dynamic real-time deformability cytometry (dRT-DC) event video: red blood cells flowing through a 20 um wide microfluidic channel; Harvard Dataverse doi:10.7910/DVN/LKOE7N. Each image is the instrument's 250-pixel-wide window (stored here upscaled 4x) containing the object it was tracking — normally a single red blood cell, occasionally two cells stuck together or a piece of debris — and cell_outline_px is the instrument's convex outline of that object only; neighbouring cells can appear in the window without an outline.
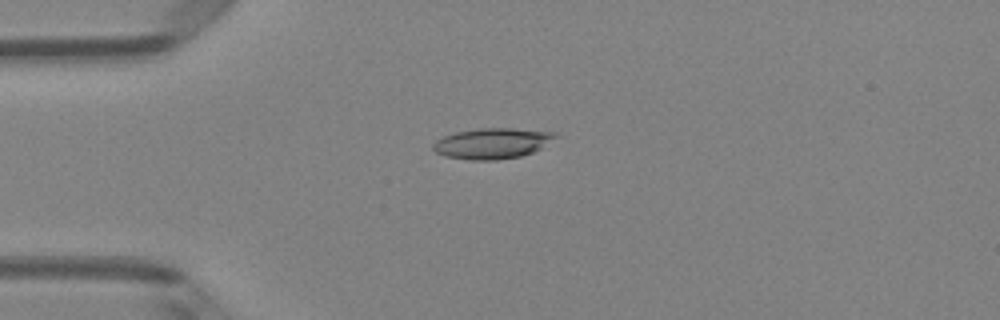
{"species": "Egyptian fruit bat (a non-hibernating species)", "species_latin": "Rousettus aegyptiacus", "temperature_condition": "room temperature", "stored_images_in_passage": 6, "camera_frame_rate_fps": 3000, "um_per_image_px": 0.085, "animal": {"sex": "female"}, "frame": {"image": 1, "passage_image": 3, "time_ms": 0.667, "image_size_px": [1000, 320], "cell_outline_px": [[560, 136], [540, 148], [532, 152], [520, 156], [496, 160], [468, 160], [444, 156], [436, 152], [432, 148], [432, 144], [436, 140], [444, 136], [456, 132], [480, 128], [512, 128], [556, 132]], "centroid_in_image_um": [41.84, 12.18], "position_along_channel_um": 43.2, "area_um2": 21.91}}
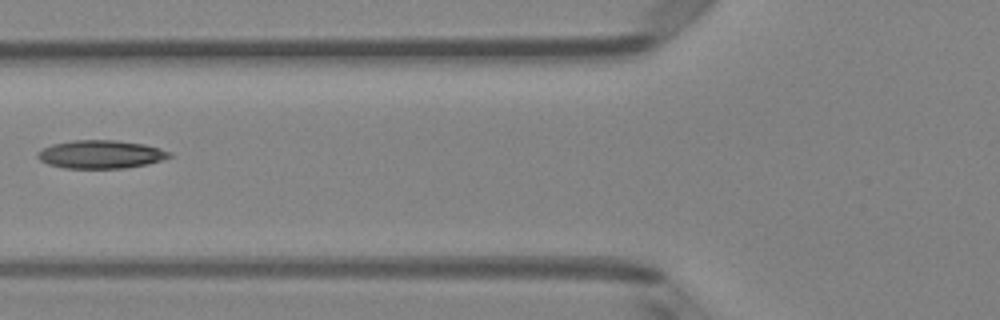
{"frame": {"image": 2, "passage_image": 5, "time_ms": 1.333, "image_size_px": [1000, 320], "cell_outline_px": [[172, 156], [160, 160], [144, 164], [124, 168], [64, 168], [48, 164], [40, 160], [36, 156], [36, 152], [52, 144], [72, 140], [116, 140], [144, 144], [160, 148], [172, 152]], "centroid_in_image_um": [8.54, 13.11], "position_along_channel_um": 117.3, "area_um2": 21.62}}
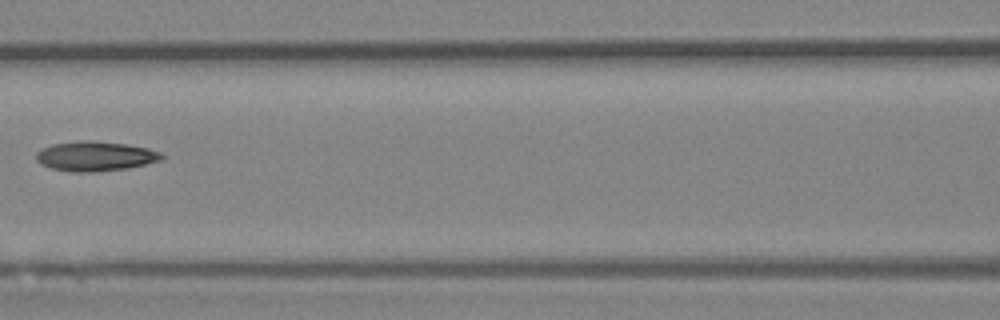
{"frame": {"image": 3, "passage_image": 6, "time_ms": 1.667, "image_size_px": [1000, 320], "cell_outline_px": [[164, 156], [160, 160], [128, 168], [96, 172], [72, 172], [52, 168], [40, 164], [36, 160], [36, 152], [52, 144], [80, 140], [88, 140], [128, 144], [148, 148], [160, 152]], "centroid_in_image_um": [8.08, 13.27], "position_along_channel_um": 158.5, "area_um2": 21.73}}